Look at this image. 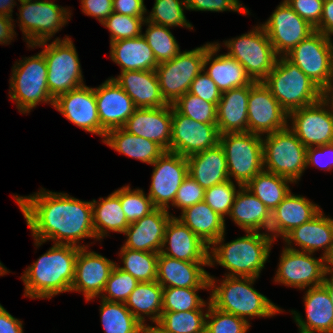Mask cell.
Here are the masks:
<instances>
[{
  "label": "cell",
  "instance_id": "cell-45",
  "mask_svg": "<svg viewBox=\"0 0 333 333\" xmlns=\"http://www.w3.org/2000/svg\"><path fill=\"white\" fill-rule=\"evenodd\" d=\"M200 289L210 288L163 287L162 312L204 310L207 303L197 295Z\"/></svg>",
  "mask_w": 333,
  "mask_h": 333
},
{
  "label": "cell",
  "instance_id": "cell-25",
  "mask_svg": "<svg viewBox=\"0 0 333 333\" xmlns=\"http://www.w3.org/2000/svg\"><path fill=\"white\" fill-rule=\"evenodd\" d=\"M172 217L168 210L155 208L149 214L134 223L124 231L127 239L124 248L143 252L160 253L165 228Z\"/></svg>",
  "mask_w": 333,
  "mask_h": 333
},
{
  "label": "cell",
  "instance_id": "cell-5",
  "mask_svg": "<svg viewBox=\"0 0 333 333\" xmlns=\"http://www.w3.org/2000/svg\"><path fill=\"white\" fill-rule=\"evenodd\" d=\"M279 58V59H278ZM263 80L280 106L290 113L321 99V89L285 56H279Z\"/></svg>",
  "mask_w": 333,
  "mask_h": 333
},
{
  "label": "cell",
  "instance_id": "cell-63",
  "mask_svg": "<svg viewBox=\"0 0 333 333\" xmlns=\"http://www.w3.org/2000/svg\"><path fill=\"white\" fill-rule=\"evenodd\" d=\"M321 100L327 108L331 107L330 112L333 114V80L321 90Z\"/></svg>",
  "mask_w": 333,
  "mask_h": 333
},
{
  "label": "cell",
  "instance_id": "cell-59",
  "mask_svg": "<svg viewBox=\"0 0 333 333\" xmlns=\"http://www.w3.org/2000/svg\"><path fill=\"white\" fill-rule=\"evenodd\" d=\"M146 11L144 0H113V12L118 14L144 17Z\"/></svg>",
  "mask_w": 333,
  "mask_h": 333
},
{
  "label": "cell",
  "instance_id": "cell-4",
  "mask_svg": "<svg viewBox=\"0 0 333 333\" xmlns=\"http://www.w3.org/2000/svg\"><path fill=\"white\" fill-rule=\"evenodd\" d=\"M254 277H232L225 279L216 286L215 279L209 275V290L212 289L211 304L226 313L234 314L248 321L247 317H270L283 312L266 296L252 287Z\"/></svg>",
  "mask_w": 333,
  "mask_h": 333
},
{
  "label": "cell",
  "instance_id": "cell-13",
  "mask_svg": "<svg viewBox=\"0 0 333 333\" xmlns=\"http://www.w3.org/2000/svg\"><path fill=\"white\" fill-rule=\"evenodd\" d=\"M20 29L25 36L27 45H36L50 40L59 31L71 13L52 1L19 0Z\"/></svg>",
  "mask_w": 333,
  "mask_h": 333
},
{
  "label": "cell",
  "instance_id": "cell-47",
  "mask_svg": "<svg viewBox=\"0 0 333 333\" xmlns=\"http://www.w3.org/2000/svg\"><path fill=\"white\" fill-rule=\"evenodd\" d=\"M114 193L120 198V203L129 224L136 222L155 209L152 200L143 190H131L124 186Z\"/></svg>",
  "mask_w": 333,
  "mask_h": 333
},
{
  "label": "cell",
  "instance_id": "cell-31",
  "mask_svg": "<svg viewBox=\"0 0 333 333\" xmlns=\"http://www.w3.org/2000/svg\"><path fill=\"white\" fill-rule=\"evenodd\" d=\"M250 84L222 93L217 105V126L224 133L248 132Z\"/></svg>",
  "mask_w": 333,
  "mask_h": 333
},
{
  "label": "cell",
  "instance_id": "cell-57",
  "mask_svg": "<svg viewBox=\"0 0 333 333\" xmlns=\"http://www.w3.org/2000/svg\"><path fill=\"white\" fill-rule=\"evenodd\" d=\"M326 157H328V159ZM332 158H333V143L307 148V159H306L307 166L313 164L321 169L330 171L333 169Z\"/></svg>",
  "mask_w": 333,
  "mask_h": 333
},
{
  "label": "cell",
  "instance_id": "cell-54",
  "mask_svg": "<svg viewBox=\"0 0 333 333\" xmlns=\"http://www.w3.org/2000/svg\"><path fill=\"white\" fill-rule=\"evenodd\" d=\"M189 93L199 98L214 103L216 106L222 96V92L216 83L203 71H201L192 81Z\"/></svg>",
  "mask_w": 333,
  "mask_h": 333
},
{
  "label": "cell",
  "instance_id": "cell-26",
  "mask_svg": "<svg viewBox=\"0 0 333 333\" xmlns=\"http://www.w3.org/2000/svg\"><path fill=\"white\" fill-rule=\"evenodd\" d=\"M203 266L209 262H189L159 253L157 282L162 287L209 288V273Z\"/></svg>",
  "mask_w": 333,
  "mask_h": 333
},
{
  "label": "cell",
  "instance_id": "cell-29",
  "mask_svg": "<svg viewBox=\"0 0 333 333\" xmlns=\"http://www.w3.org/2000/svg\"><path fill=\"white\" fill-rule=\"evenodd\" d=\"M133 100L136 108H160L168 105L163 99L155 70L124 71L111 77Z\"/></svg>",
  "mask_w": 333,
  "mask_h": 333
},
{
  "label": "cell",
  "instance_id": "cell-55",
  "mask_svg": "<svg viewBox=\"0 0 333 333\" xmlns=\"http://www.w3.org/2000/svg\"><path fill=\"white\" fill-rule=\"evenodd\" d=\"M301 18L312 27L320 24L324 0H284Z\"/></svg>",
  "mask_w": 333,
  "mask_h": 333
},
{
  "label": "cell",
  "instance_id": "cell-19",
  "mask_svg": "<svg viewBox=\"0 0 333 333\" xmlns=\"http://www.w3.org/2000/svg\"><path fill=\"white\" fill-rule=\"evenodd\" d=\"M325 106L320 99L288 113V118L292 119L289 129L306 148L333 143V114Z\"/></svg>",
  "mask_w": 333,
  "mask_h": 333
},
{
  "label": "cell",
  "instance_id": "cell-53",
  "mask_svg": "<svg viewBox=\"0 0 333 333\" xmlns=\"http://www.w3.org/2000/svg\"><path fill=\"white\" fill-rule=\"evenodd\" d=\"M205 190L189 175L180 185L172 206L184 209L204 201Z\"/></svg>",
  "mask_w": 333,
  "mask_h": 333
},
{
  "label": "cell",
  "instance_id": "cell-38",
  "mask_svg": "<svg viewBox=\"0 0 333 333\" xmlns=\"http://www.w3.org/2000/svg\"><path fill=\"white\" fill-rule=\"evenodd\" d=\"M163 287L157 282H139L125 302L131 313L145 325V316L157 323L162 315Z\"/></svg>",
  "mask_w": 333,
  "mask_h": 333
},
{
  "label": "cell",
  "instance_id": "cell-30",
  "mask_svg": "<svg viewBox=\"0 0 333 333\" xmlns=\"http://www.w3.org/2000/svg\"><path fill=\"white\" fill-rule=\"evenodd\" d=\"M304 301L306 321L296 311H291L300 333H333V304L328 290L323 285L311 287Z\"/></svg>",
  "mask_w": 333,
  "mask_h": 333
},
{
  "label": "cell",
  "instance_id": "cell-2",
  "mask_svg": "<svg viewBox=\"0 0 333 333\" xmlns=\"http://www.w3.org/2000/svg\"><path fill=\"white\" fill-rule=\"evenodd\" d=\"M79 247L55 244L21 276L25 285V296L47 298L70 292L75 276V263Z\"/></svg>",
  "mask_w": 333,
  "mask_h": 333
},
{
  "label": "cell",
  "instance_id": "cell-68",
  "mask_svg": "<svg viewBox=\"0 0 333 333\" xmlns=\"http://www.w3.org/2000/svg\"><path fill=\"white\" fill-rule=\"evenodd\" d=\"M8 272L9 271L6 269V267L3 266L2 263L0 262V276L5 275Z\"/></svg>",
  "mask_w": 333,
  "mask_h": 333
},
{
  "label": "cell",
  "instance_id": "cell-52",
  "mask_svg": "<svg viewBox=\"0 0 333 333\" xmlns=\"http://www.w3.org/2000/svg\"><path fill=\"white\" fill-rule=\"evenodd\" d=\"M238 191L239 190H236L233 181L229 179L206 189L204 202L225 219V216L230 214L231 207Z\"/></svg>",
  "mask_w": 333,
  "mask_h": 333
},
{
  "label": "cell",
  "instance_id": "cell-56",
  "mask_svg": "<svg viewBox=\"0 0 333 333\" xmlns=\"http://www.w3.org/2000/svg\"><path fill=\"white\" fill-rule=\"evenodd\" d=\"M187 10L194 11H235L240 13L249 14L246 7H242L239 0H186Z\"/></svg>",
  "mask_w": 333,
  "mask_h": 333
},
{
  "label": "cell",
  "instance_id": "cell-17",
  "mask_svg": "<svg viewBox=\"0 0 333 333\" xmlns=\"http://www.w3.org/2000/svg\"><path fill=\"white\" fill-rule=\"evenodd\" d=\"M152 182L148 196L155 208L168 210L188 174L187 157L165 151L153 164Z\"/></svg>",
  "mask_w": 333,
  "mask_h": 333
},
{
  "label": "cell",
  "instance_id": "cell-21",
  "mask_svg": "<svg viewBox=\"0 0 333 333\" xmlns=\"http://www.w3.org/2000/svg\"><path fill=\"white\" fill-rule=\"evenodd\" d=\"M115 265V262L106 257L94 251H87V247L80 248L71 291L82 292L87 301L101 296Z\"/></svg>",
  "mask_w": 333,
  "mask_h": 333
},
{
  "label": "cell",
  "instance_id": "cell-10",
  "mask_svg": "<svg viewBox=\"0 0 333 333\" xmlns=\"http://www.w3.org/2000/svg\"><path fill=\"white\" fill-rule=\"evenodd\" d=\"M212 44L179 52L173 59L158 64L155 72L161 95L167 104L173 105L189 92L192 81L203 71L204 57Z\"/></svg>",
  "mask_w": 333,
  "mask_h": 333
},
{
  "label": "cell",
  "instance_id": "cell-65",
  "mask_svg": "<svg viewBox=\"0 0 333 333\" xmlns=\"http://www.w3.org/2000/svg\"><path fill=\"white\" fill-rule=\"evenodd\" d=\"M155 324H156V326H148L145 324L143 326V333H173V332L166 331L158 323H155Z\"/></svg>",
  "mask_w": 333,
  "mask_h": 333
},
{
  "label": "cell",
  "instance_id": "cell-18",
  "mask_svg": "<svg viewBox=\"0 0 333 333\" xmlns=\"http://www.w3.org/2000/svg\"><path fill=\"white\" fill-rule=\"evenodd\" d=\"M278 56H284L315 31L285 1L261 24ZM283 53V54H282Z\"/></svg>",
  "mask_w": 333,
  "mask_h": 333
},
{
  "label": "cell",
  "instance_id": "cell-43",
  "mask_svg": "<svg viewBox=\"0 0 333 333\" xmlns=\"http://www.w3.org/2000/svg\"><path fill=\"white\" fill-rule=\"evenodd\" d=\"M144 23L148 25V28L142 36L152 49L157 63L173 59L180 52V48L169 27L156 25L146 20Z\"/></svg>",
  "mask_w": 333,
  "mask_h": 333
},
{
  "label": "cell",
  "instance_id": "cell-40",
  "mask_svg": "<svg viewBox=\"0 0 333 333\" xmlns=\"http://www.w3.org/2000/svg\"><path fill=\"white\" fill-rule=\"evenodd\" d=\"M292 181L280 175L261 171L247 184L246 188L252 192L271 212L291 192L288 183Z\"/></svg>",
  "mask_w": 333,
  "mask_h": 333
},
{
  "label": "cell",
  "instance_id": "cell-12",
  "mask_svg": "<svg viewBox=\"0 0 333 333\" xmlns=\"http://www.w3.org/2000/svg\"><path fill=\"white\" fill-rule=\"evenodd\" d=\"M321 90L333 80V42L314 31L284 55Z\"/></svg>",
  "mask_w": 333,
  "mask_h": 333
},
{
  "label": "cell",
  "instance_id": "cell-6",
  "mask_svg": "<svg viewBox=\"0 0 333 333\" xmlns=\"http://www.w3.org/2000/svg\"><path fill=\"white\" fill-rule=\"evenodd\" d=\"M47 64L42 52L19 60L13 67L10 79V99L15 100L17 109L23 114L40 102L54 106L47 85Z\"/></svg>",
  "mask_w": 333,
  "mask_h": 333
},
{
  "label": "cell",
  "instance_id": "cell-8",
  "mask_svg": "<svg viewBox=\"0 0 333 333\" xmlns=\"http://www.w3.org/2000/svg\"><path fill=\"white\" fill-rule=\"evenodd\" d=\"M263 145V167L265 171L288 178L293 182L300 180L306 165L307 148L287 127L265 136Z\"/></svg>",
  "mask_w": 333,
  "mask_h": 333
},
{
  "label": "cell",
  "instance_id": "cell-66",
  "mask_svg": "<svg viewBox=\"0 0 333 333\" xmlns=\"http://www.w3.org/2000/svg\"><path fill=\"white\" fill-rule=\"evenodd\" d=\"M322 285L328 290L329 297L333 304V277L330 275V278H327L326 274L325 280L323 281Z\"/></svg>",
  "mask_w": 333,
  "mask_h": 333
},
{
  "label": "cell",
  "instance_id": "cell-48",
  "mask_svg": "<svg viewBox=\"0 0 333 333\" xmlns=\"http://www.w3.org/2000/svg\"><path fill=\"white\" fill-rule=\"evenodd\" d=\"M173 107L182 115L197 122L216 124L217 106L189 92L181 96Z\"/></svg>",
  "mask_w": 333,
  "mask_h": 333
},
{
  "label": "cell",
  "instance_id": "cell-58",
  "mask_svg": "<svg viewBox=\"0 0 333 333\" xmlns=\"http://www.w3.org/2000/svg\"><path fill=\"white\" fill-rule=\"evenodd\" d=\"M82 12L102 22L113 13V0H81Z\"/></svg>",
  "mask_w": 333,
  "mask_h": 333
},
{
  "label": "cell",
  "instance_id": "cell-62",
  "mask_svg": "<svg viewBox=\"0 0 333 333\" xmlns=\"http://www.w3.org/2000/svg\"><path fill=\"white\" fill-rule=\"evenodd\" d=\"M13 21L12 17L0 14V44H7L16 35Z\"/></svg>",
  "mask_w": 333,
  "mask_h": 333
},
{
  "label": "cell",
  "instance_id": "cell-23",
  "mask_svg": "<svg viewBox=\"0 0 333 333\" xmlns=\"http://www.w3.org/2000/svg\"><path fill=\"white\" fill-rule=\"evenodd\" d=\"M123 128L131 134L151 140L170 151L172 105L160 108H136Z\"/></svg>",
  "mask_w": 333,
  "mask_h": 333
},
{
  "label": "cell",
  "instance_id": "cell-32",
  "mask_svg": "<svg viewBox=\"0 0 333 333\" xmlns=\"http://www.w3.org/2000/svg\"><path fill=\"white\" fill-rule=\"evenodd\" d=\"M188 174L204 190L229 180L224 150L217 146L187 157Z\"/></svg>",
  "mask_w": 333,
  "mask_h": 333
},
{
  "label": "cell",
  "instance_id": "cell-27",
  "mask_svg": "<svg viewBox=\"0 0 333 333\" xmlns=\"http://www.w3.org/2000/svg\"><path fill=\"white\" fill-rule=\"evenodd\" d=\"M320 211L321 209L317 204L310 202L303 196L294 195L290 192L271 212L269 232L272 234L270 236L273 240L277 236L284 238L294 228L309 222Z\"/></svg>",
  "mask_w": 333,
  "mask_h": 333
},
{
  "label": "cell",
  "instance_id": "cell-49",
  "mask_svg": "<svg viewBox=\"0 0 333 333\" xmlns=\"http://www.w3.org/2000/svg\"><path fill=\"white\" fill-rule=\"evenodd\" d=\"M205 333H246L250 323L238 316L215 308L209 299Z\"/></svg>",
  "mask_w": 333,
  "mask_h": 333
},
{
  "label": "cell",
  "instance_id": "cell-39",
  "mask_svg": "<svg viewBox=\"0 0 333 333\" xmlns=\"http://www.w3.org/2000/svg\"><path fill=\"white\" fill-rule=\"evenodd\" d=\"M92 202L93 226L96 239L100 240L108 230L124 233L130 225L122 209L120 198L113 192L107 198Z\"/></svg>",
  "mask_w": 333,
  "mask_h": 333
},
{
  "label": "cell",
  "instance_id": "cell-35",
  "mask_svg": "<svg viewBox=\"0 0 333 333\" xmlns=\"http://www.w3.org/2000/svg\"><path fill=\"white\" fill-rule=\"evenodd\" d=\"M110 47V57L120 65L121 72L155 70L158 66L152 49L142 35L111 42Z\"/></svg>",
  "mask_w": 333,
  "mask_h": 333
},
{
  "label": "cell",
  "instance_id": "cell-44",
  "mask_svg": "<svg viewBox=\"0 0 333 333\" xmlns=\"http://www.w3.org/2000/svg\"><path fill=\"white\" fill-rule=\"evenodd\" d=\"M206 316L203 310L162 312L157 323L168 332L205 333Z\"/></svg>",
  "mask_w": 333,
  "mask_h": 333
},
{
  "label": "cell",
  "instance_id": "cell-14",
  "mask_svg": "<svg viewBox=\"0 0 333 333\" xmlns=\"http://www.w3.org/2000/svg\"><path fill=\"white\" fill-rule=\"evenodd\" d=\"M312 255L284 247L274 281L300 289L322 285L327 274L326 258L317 259Z\"/></svg>",
  "mask_w": 333,
  "mask_h": 333
},
{
  "label": "cell",
  "instance_id": "cell-9",
  "mask_svg": "<svg viewBox=\"0 0 333 333\" xmlns=\"http://www.w3.org/2000/svg\"><path fill=\"white\" fill-rule=\"evenodd\" d=\"M262 139L250 132L220 135L219 144L224 150L229 179L234 177L239 188L264 170Z\"/></svg>",
  "mask_w": 333,
  "mask_h": 333
},
{
  "label": "cell",
  "instance_id": "cell-34",
  "mask_svg": "<svg viewBox=\"0 0 333 333\" xmlns=\"http://www.w3.org/2000/svg\"><path fill=\"white\" fill-rule=\"evenodd\" d=\"M239 189L229 216L245 232L269 231L271 211L245 186Z\"/></svg>",
  "mask_w": 333,
  "mask_h": 333
},
{
  "label": "cell",
  "instance_id": "cell-36",
  "mask_svg": "<svg viewBox=\"0 0 333 333\" xmlns=\"http://www.w3.org/2000/svg\"><path fill=\"white\" fill-rule=\"evenodd\" d=\"M180 218L209 247L225 233V220L204 201L184 209Z\"/></svg>",
  "mask_w": 333,
  "mask_h": 333
},
{
  "label": "cell",
  "instance_id": "cell-37",
  "mask_svg": "<svg viewBox=\"0 0 333 333\" xmlns=\"http://www.w3.org/2000/svg\"><path fill=\"white\" fill-rule=\"evenodd\" d=\"M103 143L121 154L150 165L165 152L157 143L131 134L123 127L108 131Z\"/></svg>",
  "mask_w": 333,
  "mask_h": 333
},
{
  "label": "cell",
  "instance_id": "cell-22",
  "mask_svg": "<svg viewBox=\"0 0 333 333\" xmlns=\"http://www.w3.org/2000/svg\"><path fill=\"white\" fill-rule=\"evenodd\" d=\"M53 107L73 124L101 137L94 88L84 85L61 94L54 100Z\"/></svg>",
  "mask_w": 333,
  "mask_h": 333
},
{
  "label": "cell",
  "instance_id": "cell-51",
  "mask_svg": "<svg viewBox=\"0 0 333 333\" xmlns=\"http://www.w3.org/2000/svg\"><path fill=\"white\" fill-rule=\"evenodd\" d=\"M145 17H134L113 12L102 25L110 31V43L123 39L136 38L142 35V24Z\"/></svg>",
  "mask_w": 333,
  "mask_h": 333
},
{
  "label": "cell",
  "instance_id": "cell-42",
  "mask_svg": "<svg viewBox=\"0 0 333 333\" xmlns=\"http://www.w3.org/2000/svg\"><path fill=\"white\" fill-rule=\"evenodd\" d=\"M119 253L124 266H118V268L122 271L131 274L139 282H153L157 280L159 253L127 249L123 246Z\"/></svg>",
  "mask_w": 333,
  "mask_h": 333
},
{
  "label": "cell",
  "instance_id": "cell-28",
  "mask_svg": "<svg viewBox=\"0 0 333 333\" xmlns=\"http://www.w3.org/2000/svg\"><path fill=\"white\" fill-rule=\"evenodd\" d=\"M292 249V242L301 247L299 251L314 253L324 248L323 257L327 258L333 250V219L323 215L322 210L309 222L294 228L284 238Z\"/></svg>",
  "mask_w": 333,
  "mask_h": 333
},
{
  "label": "cell",
  "instance_id": "cell-24",
  "mask_svg": "<svg viewBox=\"0 0 333 333\" xmlns=\"http://www.w3.org/2000/svg\"><path fill=\"white\" fill-rule=\"evenodd\" d=\"M166 244H169L168 247ZM209 249V246L177 217L170 218L165 228L161 254L182 261L209 262Z\"/></svg>",
  "mask_w": 333,
  "mask_h": 333
},
{
  "label": "cell",
  "instance_id": "cell-41",
  "mask_svg": "<svg viewBox=\"0 0 333 333\" xmlns=\"http://www.w3.org/2000/svg\"><path fill=\"white\" fill-rule=\"evenodd\" d=\"M100 315L105 333H143L144 325L125 303L102 299Z\"/></svg>",
  "mask_w": 333,
  "mask_h": 333
},
{
  "label": "cell",
  "instance_id": "cell-20",
  "mask_svg": "<svg viewBox=\"0 0 333 333\" xmlns=\"http://www.w3.org/2000/svg\"><path fill=\"white\" fill-rule=\"evenodd\" d=\"M103 140L108 131L122 128L136 107L127 93L109 78L94 88Z\"/></svg>",
  "mask_w": 333,
  "mask_h": 333
},
{
  "label": "cell",
  "instance_id": "cell-33",
  "mask_svg": "<svg viewBox=\"0 0 333 333\" xmlns=\"http://www.w3.org/2000/svg\"><path fill=\"white\" fill-rule=\"evenodd\" d=\"M219 45V43H213L206 51L203 61L204 72L216 83L222 93L236 87L249 85L252 80L237 60L226 54H221L214 58V54L220 48ZM208 63L210 66L206 69Z\"/></svg>",
  "mask_w": 333,
  "mask_h": 333
},
{
  "label": "cell",
  "instance_id": "cell-3",
  "mask_svg": "<svg viewBox=\"0 0 333 333\" xmlns=\"http://www.w3.org/2000/svg\"><path fill=\"white\" fill-rule=\"evenodd\" d=\"M246 233L245 236L225 244V234L218 238L209 247H212L209 252V266L217 262L231 272L225 276L258 278L269 257L274 240L268 233Z\"/></svg>",
  "mask_w": 333,
  "mask_h": 333
},
{
  "label": "cell",
  "instance_id": "cell-11",
  "mask_svg": "<svg viewBox=\"0 0 333 333\" xmlns=\"http://www.w3.org/2000/svg\"><path fill=\"white\" fill-rule=\"evenodd\" d=\"M229 57L237 60L252 81H263L274 68L278 55L262 25L224 42Z\"/></svg>",
  "mask_w": 333,
  "mask_h": 333
},
{
  "label": "cell",
  "instance_id": "cell-67",
  "mask_svg": "<svg viewBox=\"0 0 333 333\" xmlns=\"http://www.w3.org/2000/svg\"><path fill=\"white\" fill-rule=\"evenodd\" d=\"M326 264L327 265V274H331V276L333 277V250L330 253V255L326 258Z\"/></svg>",
  "mask_w": 333,
  "mask_h": 333
},
{
  "label": "cell",
  "instance_id": "cell-60",
  "mask_svg": "<svg viewBox=\"0 0 333 333\" xmlns=\"http://www.w3.org/2000/svg\"><path fill=\"white\" fill-rule=\"evenodd\" d=\"M22 321L13 317L0 304V333H23Z\"/></svg>",
  "mask_w": 333,
  "mask_h": 333
},
{
  "label": "cell",
  "instance_id": "cell-16",
  "mask_svg": "<svg viewBox=\"0 0 333 333\" xmlns=\"http://www.w3.org/2000/svg\"><path fill=\"white\" fill-rule=\"evenodd\" d=\"M217 124L197 122L180 114L172 105L170 152L188 157L219 144Z\"/></svg>",
  "mask_w": 333,
  "mask_h": 333
},
{
  "label": "cell",
  "instance_id": "cell-46",
  "mask_svg": "<svg viewBox=\"0 0 333 333\" xmlns=\"http://www.w3.org/2000/svg\"><path fill=\"white\" fill-rule=\"evenodd\" d=\"M184 8L187 9L186 0H155L146 21L166 27L182 26L192 29V24L184 15Z\"/></svg>",
  "mask_w": 333,
  "mask_h": 333
},
{
  "label": "cell",
  "instance_id": "cell-7",
  "mask_svg": "<svg viewBox=\"0 0 333 333\" xmlns=\"http://www.w3.org/2000/svg\"><path fill=\"white\" fill-rule=\"evenodd\" d=\"M46 44L47 41L29 47H44L41 52L47 64V85L55 100L61 94L84 86V81L76 48L68 36Z\"/></svg>",
  "mask_w": 333,
  "mask_h": 333
},
{
  "label": "cell",
  "instance_id": "cell-64",
  "mask_svg": "<svg viewBox=\"0 0 333 333\" xmlns=\"http://www.w3.org/2000/svg\"><path fill=\"white\" fill-rule=\"evenodd\" d=\"M15 4L14 0H0V14L11 17Z\"/></svg>",
  "mask_w": 333,
  "mask_h": 333
},
{
  "label": "cell",
  "instance_id": "cell-61",
  "mask_svg": "<svg viewBox=\"0 0 333 333\" xmlns=\"http://www.w3.org/2000/svg\"><path fill=\"white\" fill-rule=\"evenodd\" d=\"M315 30L323 33L329 38L333 35V0L324 1L320 24L315 28Z\"/></svg>",
  "mask_w": 333,
  "mask_h": 333
},
{
  "label": "cell",
  "instance_id": "cell-15",
  "mask_svg": "<svg viewBox=\"0 0 333 333\" xmlns=\"http://www.w3.org/2000/svg\"><path fill=\"white\" fill-rule=\"evenodd\" d=\"M288 113L280 106L263 81L250 83L248 132L262 136L286 129Z\"/></svg>",
  "mask_w": 333,
  "mask_h": 333
},
{
  "label": "cell",
  "instance_id": "cell-50",
  "mask_svg": "<svg viewBox=\"0 0 333 333\" xmlns=\"http://www.w3.org/2000/svg\"><path fill=\"white\" fill-rule=\"evenodd\" d=\"M138 283L139 281L131 274L118 268L116 263L105 284L103 295L100 297L107 301L125 303ZM104 292L108 295L106 296Z\"/></svg>",
  "mask_w": 333,
  "mask_h": 333
},
{
  "label": "cell",
  "instance_id": "cell-1",
  "mask_svg": "<svg viewBox=\"0 0 333 333\" xmlns=\"http://www.w3.org/2000/svg\"><path fill=\"white\" fill-rule=\"evenodd\" d=\"M14 198L38 247L52 240L55 244L86 248L79 245V241L96 238L90 201L45 189L26 197L15 195Z\"/></svg>",
  "mask_w": 333,
  "mask_h": 333
}]
</instances>
